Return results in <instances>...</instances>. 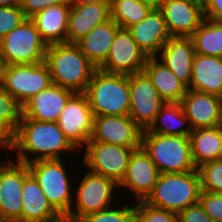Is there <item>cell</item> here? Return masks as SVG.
Segmentation results:
<instances>
[{
  "mask_svg": "<svg viewBox=\"0 0 222 222\" xmlns=\"http://www.w3.org/2000/svg\"><path fill=\"white\" fill-rule=\"evenodd\" d=\"M68 0H22L21 10L26 18H31L36 13L57 4H64Z\"/></svg>",
  "mask_w": 222,
  "mask_h": 222,
  "instance_id": "f35d334b",
  "label": "cell"
},
{
  "mask_svg": "<svg viewBox=\"0 0 222 222\" xmlns=\"http://www.w3.org/2000/svg\"><path fill=\"white\" fill-rule=\"evenodd\" d=\"M217 127L222 132V110H221V113H220V119H219V123H218Z\"/></svg>",
  "mask_w": 222,
  "mask_h": 222,
  "instance_id": "7dc6e473",
  "label": "cell"
},
{
  "mask_svg": "<svg viewBox=\"0 0 222 222\" xmlns=\"http://www.w3.org/2000/svg\"><path fill=\"white\" fill-rule=\"evenodd\" d=\"M180 104L193 130L218 126L222 98L188 89Z\"/></svg>",
  "mask_w": 222,
  "mask_h": 222,
  "instance_id": "ac0fdd59",
  "label": "cell"
},
{
  "mask_svg": "<svg viewBox=\"0 0 222 222\" xmlns=\"http://www.w3.org/2000/svg\"><path fill=\"white\" fill-rule=\"evenodd\" d=\"M189 139L196 168L219 159L222 153V132L218 127L194 129Z\"/></svg>",
  "mask_w": 222,
  "mask_h": 222,
  "instance_id": "83f0119b",
  "label": "cell"
},
{
  "mask_svg": "<svg viewBox=\"0 0 222 222\" xmlns=\"http://www.w3.org/2000/svg\"><path fill=\"white\" fill-rule=\"evenodd\" d=\"M160 52L161 62L165 64L188 89L192 79V63L195 56L191 37H170Z\"/></svg>",
  "mask_w": 222,
  "mask_h": 222,
  "instance_id": "7402d4cb",
  "label": "cell"
},
{
  "mask_svg": "<svg viewBox=\"0 0 222 222\" xmlns=\"http://www.w3.org/2000/svg\"><path fill=\"white\" fill-rule=\"evenodd\" d=\"M199 203L213 221L222 222V193L201 190Z\"/></svg>",
  "mask_w": 222,
  "mask_h": 222,
  "instance_id": "8d00e7d4",
  "label": "cell"
},
{
  "mask_svg": "<svg viewBox=\"0 0 222 222\" xmlns=\"http://www.w3.org/2000/svg\"><path fill=\"white\" fill-rule=\"evenodd\" d=\"M204 18L222 22V0H202Z\"/></svg>",
  "mask_w": 222,
  "mask_h": 222,
  "instance_id": "ab89813d",
  "label": "cell"
},
{
  "mask_svg": "<svg viewBox=\"0 0 222 222\" xmlns=\"http://www.w3.org/2000/svg\"><path fill=\"white\" fill-rule=\"evenodd\" d=\"M30 174L27 164H0V217L9 222H22V189Z\"/></svg>",
  "mask_w": 222,
  "mask_h": 222,
  "instance_id": "7c38bea8",
  "label": "cell"
},
{
  "mask_svg": "<svg viewBox=\"0 0 222 222\" xmlns=\"http://www.w3.org/2000/svg\"><path fill=\"white\" fill-rule=\"evenodd\" d=\"M22 0H0V7H20Z\"/></svg>",
  "mask_w": 222,
  "mask_h": 222,
  "instance_id": "b9f144b4",
  "label": "cell"
},
{
  "mask_svg": "<svg viewBox=\"0 0 222 222\" xmlns=\"http://www.w3.org/2000/svg\"><path fill=\"white\" fill-rule=\"evenodd\" d=\"M52 83L74 93H84L97 67L76 43H59L46 48L45 61Z\"/></svg>",
  "mask_w": 222,
  "mask_h": 222,
  "instance_id": "7a4b0ae2",
  "label": "cell"
},
{
  "mask_svg": "<svg viewBox=\"0 0 222 222\" xmlns=\"http://www.w3.org/2000/svg\"><path fill=\"white\" fill-rule=\"evenodd\" d=\"M0 222H9V221H7V220H5V219L0 217Z\"/></svg>",
  "mask_w": 222,
  "mask_h": 222,
  "instance_id": "c3c4849f",
  "label": "cell"
},
{
  "mask_svg": "<svg viewBox=\"0 0 222 222\" xmlns=\"http://www.w3.org/2000/svg\"><path fill=\"white\" fill-rule=\"evenodd\" d=\"M52 84L48 65L42 62L6 65L1 87L23 107L31 98Z\"/></svg>",
  "mask_w": 222,
  "mask_h": 222,
  "instance_id": "ba28073f",
  "label": "cell"
},
{
  "mask_svg": "<svg viewBox=\"0 0 222 222\" xmlns=\"http://www.w3.org/2000/svg\"><path fill=\"white\" fill-rule=\"evenodd\" d=\"M158 57H148L143 71L165 103H180L187 88Z\"/></svg>",
  "mask_w": 222,
  "mask_h": 222,
  "instance_id": "4316f807",
  "label": "cell"
},
{
  "mask_svg": "<svg viewBox=\"0 0 222 222\" xmlns=\"http://www.w3.org/2000/svg\"><path fill=\"white\" fill-rule=\"evenodd\" d=\"M159 174L149 155L139 147L131 154L125 176L118 186L133 189L139 201L145 200L153 191Z\"/></svg>",
  "mask_w": 222,
  "mask_h": 222,
  "instance_id": "d6986e66",
  "label": "cell"
},
{
  "mask_svg": "<svg viewBox=\"0 0 222 222\" xmlns=\"http://www.w3.org/2000/svg\"><path fill=\"white\" fill-rule=\"evenodd\" d=\"M111 19L110 0H100L85 5L71 4L67 43H77L94 27Z\"/></svg>",
  "mask_w": 222,
  "mask_h": 222,
  "instance_id": "e0dca14e",
  "label": "cell"
},
{
  "mask_svg": "<svg viewBox=\"0 0 222 222\" xmlns=\"http://www.w3.org/2000/svg\"><path fill=\"white\" fill-rule=\"evenodd\" d=\"M135 222H178V214L140 200L135 205Z\"/></svg>",
  "mask_w": 222,
  "mask_h": 222,
  "instance_id": "d6a6232c",
  "label": "cell"
},
{
  "mask_svg": "<svg viewBox=\"0 0 222 222\" xmlns=\"http://www.w3.org/2000/svg\"><path fill=\"white\" fill-rule=\"evenodd\" d=\"M162 121L158 124V121ZM189 123L180 103H165L152 125L147 129L149 132L160 135H179L189 137L193 131L191 127L181 128ZM158 124V125H157Z\"/></svg>",
  "mask_w": 222,
  "mask_h": 222,
  "instance_id": "f1b7e54d",
  "label": "cell"
},
{
  "mask_svg": "<svg viewBox=\"0 0 222 222\" xmlns=\"http://www.w3.org/2000/svg\"><path fill=\"white\" fill-rule=\"evenodd\" d=\"M84 93L94 116L129 115V75L97 68Z\"/></svg>",
  "mask_w": 222,
  "mask_h": 222,
  "instance_id": "277c9868",
  "label": "cell"
},
{
  "mask_svg": "<svg viewBox=\"0 0 222 222\" xmlns=\"http://www.w3.org/2000/svg\"><path fill=\"white\" fill-rule=\"evenodd\" d=\"M158 8L171 37H190L204 19L202 0H165Z\"/></svg>",
  "mask_w": 222,
  "mask_h": 222,
  "instance_id": "2e32d148",
  "label": "cell"
},
{
  "mask_svg": "<svg viewBox=\"0 0 222 222\" xmlns=\"http://www.w3.org/2000/svg\"><path fill=\"white\" fill-rule=\"evenodd\" d=\"M120 28L113 19H109L94 27L76 44L81 52L99 68L106 61L110 46Z\"/></svg>",
  "mask_w": 222,
  "mask_h": 222,
  "instance_id": "484cf974",
  "label": "cell"
},
{
  "mask_svg": "<svg viewBox=\"0 0 222 222\" xmlns=\"http://www.w3.org/2000/svg\"><path fill=\"white\" fill-rule=\"evenodd\" d=\"M129 92V116L142 131L148 129L165 102L144 71L129 75Z\"/></svg>",
  "mask_w": 222,
  "mask_h": 222,
  "instance_id": "30bf717a",
  "label": "cell"
},
{
  "mask_svg": "<svg viewBox=\"0 0 222 222\" xmlns=\"http://www.w3.org/2000/svg\"><path fill=\"white\" fill-rule=\"evenodd\" d=\"M201 181L198 169L185 173L159 174L153 191L144 200L151 206L179 214L199 202Z\"/></svg>",
  "mask_w": 222,
  "mask_h": 222,
  "instance_id": "3957f363",
  "label": "cell"
},
{
  "mask_svg": "<svg viewBox=\"0 0 222 222\" xmlns=\"http://www.w3.org/2000/svg\"><path fill=\"white\" fill-rule=\"evenodd\" d=\"M46 48L30 18H26L0 40V54L7 65L42 63L45 61Z\"/></svg>",
  "mask_w": 222,
  "mask_h": 222,
  "instance_id": "8992f818",
  "label": "cell"
},
{
  "mask_svg": "<svg viewBox=\"0 0 222 222\" xmlns=\"http://www.w3.org/2000/svg\"><path fill=\"white\" fill-rule=\"evenodd\" d=\"M147 58L132 38L131 32L120 28L110 46L106 61L99 69L108 73L130 75L142 72Z\"/></svg>",
  "mask_w": 222,
  "mask_h": 222,
  "instance_id": "5bb4252c",
  "label": "cell"
},
{
  "mask_svg": "<svg viewBox=\"0 0 222 222\" xmlns=\"http://www.w3.org/2000/svg\"><path fill=\"white\" fill-rule=\"evenodd\" d=\"M178 222H215L204 211L202 205L198 202L178 214Z\"/></svg>",
  "mask_w": 222,
  "mask_h": 222,
  "instance_id": "74e56055",
  "label": "cell"
},
{
  "mask_svg": "<svg viewBox=\"0 0 222 222\" xmlns=\"http://www.w3.org/2000/svg\"><path fill=\"white\" fill-rule=\"evenodd\" d=\"M75 148L57 122H42L21 117L14 147V150L19 151L18 162L28 164L37 160L61 159L62 150L73 151ZM30 152L41 155L29 159L27 154Z\"/></svg>",
  "mask_w": 222,
  "mask_h": 222,
  "instance_id": "6da1fadb",
  "label": "cell"
},
{
  "mask_svg": "<svg viewBox=\"0 0 222 222\" xmlns=\"http://www.w3.org/2000/svg\"><path fill=\"white\" fill-rule=\"evenodd\" d=\"M141 147L157 166L160 174L185 173L196 170L189 137L160 135L142 131Z\"/></svg>",
  "mask_w": 222,
  "mask_h": 222,
  "instance_id": "5b68a950",
  "label": "cell"
},
{
  "mask_svg": "<svg viewBox=\"0 0 222 222\" xmlns=\"http://www.w3.org/2000/svg\"><path fill=\"white\" fill-rule=\"evenodd\" d=\"M190 37L195 53L222 57V22L204 18Z\"/></svg>",
  "mask_w": 222,
  "mask_h": 222,
  "instance_id": "f546056e",
  "label": "cell"
},
{
  "mask_svg": "<svg viewBox=\"0 0 222 222\" xmlns=\"http://www.w3.org/2000/svg\"><path fill=\"white\" fill-rule=\"evenodd\" d=\"M22 114L23 107L16 98L0 87V118L5 119L17 131Z\"/></svg>",
  "mask_w": 222,
  "mask_h": 222,
  "instance_id": "e575fe53",
  "label": "cell"
},
{
  "mask_svg": "<svg viewBox=\"0 0 222 222\" xmlns=\"http://www.w3.org/2000/svg\"><path fill=\"white\" fill-rule=\"evenodd\" d=\"M114 186H118L114 180L89 171L76 193L77 212L72 209L66 217L77 222L88 214L108 209Z\"/></svg>",
  "mask_w": 222,
  "mask_h": 222,
  "instance_id": "4fadbf2b",
  "label": "cell"
},
{
  "mask_svg": "<svg viewBox=\"0 0 222 222\" xmlns=\"http://www.w3.org/2000/svg\"><path fill=\"white\" fill-rule=\"evenodd\" d=\"M25 19L20 7H0V40Z\"/></svg>",
  "mask_w": 222,
  "mask_h": 222,
  "instance_id": "d590c367",
  "label": "cell"
},
{
  "mask_svg": "<svg viewBox=\"0 0 222 222\" xmlns=\"http://www.w3.org/2000/svg\"><path fill=\"white\" fill-rule=\"evenodd\" d=\"M137 46L147 57H156L163 45L171 37L164 16L158 7L139 23L128 28Z\"/></svg>",
  "mask_w": 222,
  "mask_h": 222,
  "instance_id": "ffe728a7",
  "label": "cell"
},
{
  "mask_svg": "<svg viewBox=\"0 0 222 222\" xmlns=\"http://www.w3.org/2000/svg\"><path fill=\"white\" fill-rule=\"evenodd\" d=\"M100 0H69L70 4H81V5H85V4H89V3H94Z\"/></svg>",
  "mask_w": 222,
  "mask_h": 222,
  "instance_id": "ee69618b",
  "label": "cell"
},
{
  "mask_svg": "<svg viewBox=\"0 0 222 222\" xmlns=\"http://www.w3.org/2000/svg\"><path fill=\"white\" fill-rule=\"evenodd\" d=\"M142 130L129 115L94 116L91 140L122 147H141Z\"/></svg>",
  "mask_w": 222,
  "mask_h": 222,
  "instance_id": "9a60e30c",
  "label": "cell"
},
{
  "mask_svg": "<svg viewBox=\"0 0 222 222\" xmlns=\"http://www.w3.org/2000/svg\"><path fill=\"white\" fill-rule=\"evenodd\" d=\"M62 216L52 207L35 178L29 174L22 189V222H54Z\"/></svg>",
  "mask_w": 222,
  "mask_h": 222,
  "instance_id": "d4e9b609",
  "label": "cell"
},
{
  "mask_svg": "<svg viewBox=\"0 0 222 222\" xmlns=\"http://www.w3.org/2000/svg\"><path fill=\"white\" fill-rule=\"evenodd\" d=\"M220 162H222V153H221V155H220V157H219V159H218Z\"/></svg>",
  "mask_w": 222,
  "mask_h": 222,
  "instance_id": "681fc988",
  "label": "cell"
},
{
  "mask_svg": "<svg viewBox=\"0 0 222 222\" xmlns=\"http://www.w3.org/2000/svg\"><path fill=\"white\" fill-rule=\"evenodd\" d=\"M197 169L200 175L201 190L209 193H222V162L210 161Z\"/></svg>",
  "mask_w": 222,
  "mask_h": 222,
  "instance_id": "1f68e13d",
  "label": "cell"
},
{
  "mask_svg": "<svg viewBox=\"0 0 222 222\" xmlns=\"http://www.w3.org/2000/svg\"><path fill=\"white\" fill-rule=\"evenodd\" d=\"M54 222H76V221H74L73 219H70V218H68L66 216H62L60 219H58V220H56Z\"/></svg>",
  "mask_w": 222,
  "mask_h": 222,
  "instance_id": "bcb514c9",
  "label": "cell"
},
{
  "mask_svg": "<svg viewBox=\"0 0 222 222\" xmlns=\"http://www.w3.org/2000/svg\"><path fill=\"white\" fill-rule=\"evenodd\" d=\"M188 89L222 98V57L195 53Z\"/></svg>",
  "mask_w": 222,
  "mask_h": 222,
  "instance_id": "603a6c76",
  "label": "cell"
},
{
  "mask_svg": "<svg viewBox=\"0 0 222 222\" xmlns=\"http://www.w3.org/2000/svg\"><path fill=\"white\" fill-rule=\"evenodd\" d=\"M16 143V130L3 118H0V146L14 150Z\"/></svg>",
  "mask_w": 222,
  "mask_h": 222,
  "instance_id": "60d3db41",
  "label": "cell"
},
{
  "mask_svg": "<svg viewBox=\"0 0 222 222\" xmlns=\"http://www.w3.org/2000/svg\"><path fill=\"white\" fill-rule=\"evenodd\" d=\"M70 7L68 0L43 9L30 18L47 46L66 42Z\"/></svg>",
  "mask_w": 222,
  "mask_h": 222,
  "instance_id": "cb8c5ba5",
  "label": "cell"
},
{
  "mask_svg": "<svg viewBox=\"0 0 222 222\" xmlns=\"http://www.w3.org/2000/svg\"><path fill=\"white\" fill-rule=\"evenodd\" d=\"M6 62L3 59V57L0 54V87L2 86V82L4 79V72H5V68H6Z\"/></svg>",
  "mask_w": 222,
  "mask_h": 222,
  "instance_id": "7bdbcfd3",
  "label": "cell"
},
{
  "mask_svg": "<svg viewBox=\"0 0 222 222\" xmlns=\"http://www.w3.org/2000/svg\"><path fill=\"white\" fill-rule=\"evenodd\" d=\"M73 91L50 85L39 92L23 106L22 117L42 122H57Z\"/></svg>",
  "mask_w": 222,
  "mask_h": 222,
  "instance_id": "44dd1931",
  "label": "cell"
},
{
  "mask_svg": "<svg viewBox=\"0 0 222 222\" xmlns=\"http://www.w3.org/2000/svg\"><path fill=\"white\" fill-rule=\"evenodd\" d=\"M153 8L143 0H110L111 19L125 29L142 21Z\"/></svg>",
  "mask_w": 222,
  "mask_h": 222,
  "instance_id": "4dcf8cb0",
  "label": "cell"
},
{
  "mask_svg": "<svg viewBox=\"0 0 222 222\" xmlns=\"http://www.w3.org/2000/svg\"><path fill=\"white\" fill-rule=\"evenodd\" d=\"M94 115L85 93H74L63 108L57 124L77 148L87 144L93 131Z\"/></svg>",
  "mask_w": 222,
  "mask_h": 222,
  "instance_id": "8fae6325",
  "label": "cell"
},
{
  "mask_svg": "<svg viewBox=\"0 0 222 222\" xmlns=\"http://www.w3.org/2000/svg\"><path fill=\"white\" fill-rule=\"evenodd\" d=\"M86 146L84 162L91 172L110 178L117 184L125 176L131 154L139 148L95 142L91 139Z\"/></svg>",
  "mask_w": 222,
  "mask_h": 222,
  "instance_id": "9c48e42d",
  "label": "cell"
},
{
  "mask_svg": "<svg viewBox=\"0 0 222 222\" xmlns=\"http://www.w3.org/2000/svg\"><path fill=\"white\" fill-rule=\"evenodd\" d=\"M143 1L151 4L153 7H159L165 0H143Z\"/></svg>",
  "mask_w": 222,
  "mask_h": 222,
  "instance_id": "f6af8a7d",
  "label": "cell"
},
{
  "mask_svg": "<svg viewBox=\"0 0 222 222\" xmlns=\"http://www.w3.org/2000/svg\"><path fill=\"white\" fill-rule=\"evenodd\" d=\"M27 166L52 207L67 216L72 210L71 186L61 159L32 161Z\"/></svg>",
  "mask_w": 222,
  "mask_h": 222,
  "instance_id": "52a82bcc",
  "label": "cell"
},
{
  "mask_svg": "<svg viewBox=\"0 0 222 222\" xmlns=\"http://www.w3.org/2000/svg\"><path fill=\"white\" fill-rule=\"evenodd\" d=\"M77 222H135V206L122 209L102 210L88 214L80 218Z\"/></svg>",
  "mask_w": 222,
  "mask_h": 222,
  "instance_id": "836d02e7",
  "label": "cell"
}]
</instances>
